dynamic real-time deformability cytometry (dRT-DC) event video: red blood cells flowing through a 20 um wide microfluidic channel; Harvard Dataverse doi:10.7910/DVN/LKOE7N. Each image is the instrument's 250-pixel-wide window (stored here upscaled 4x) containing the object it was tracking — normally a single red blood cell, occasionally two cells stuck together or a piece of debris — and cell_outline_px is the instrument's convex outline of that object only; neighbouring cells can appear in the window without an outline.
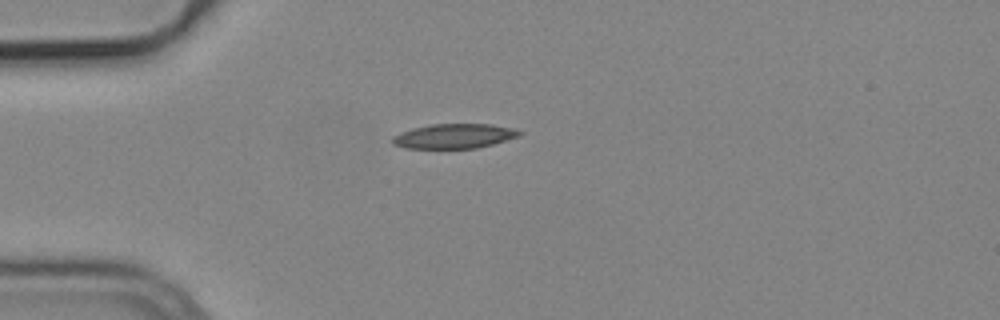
{"species": "common noctule bat (a hibernating species)", "species_latin": "Nyctalus noctula", "temperature_condition": "cold", "stored_images_in_passage": 41, "camera_frame_rate_fps": 3000, "um_per_image_px": 0.085, "animal": {"sex": "male", "body_mass_g": 19.2, "forearm_length_mm": 51.8}, "frame": {"image": 1, "passage_image": 1, "time_ms": 0.0, "image_size_px": [1000, 320], "cell_outline_px": [[524, 132], [520, 136], [492, 144], [476, 148], [404, 148], [392, 144], [392, 136], [400, 132], [412, 128], [432, 124], [492, 124], [512, 128]], "centroid_in_image_um": [38.59, 11.56], "position_along_channel_um": 46.4, "area_um2": 18.26}}
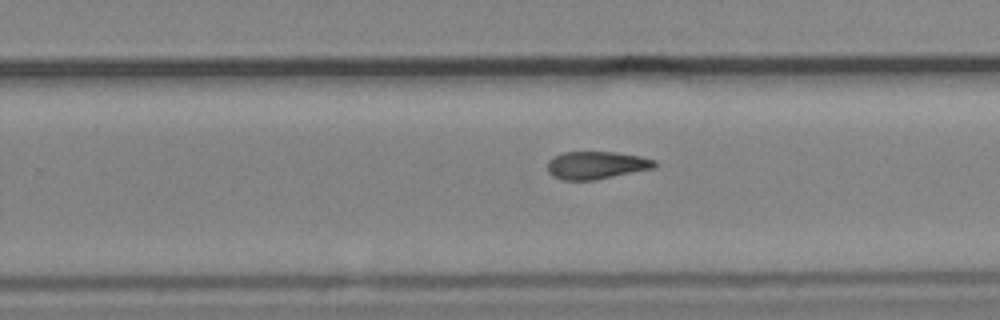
{"frame": {"image": 2, "passage_image": 21, "time_ms": 6.667, "image_size_px": [1000, 320], "cell_outline_px": [[656, 168], [596, 180], [564, 180], [552, 176], [548, 172], [548, 160], [552, 156], [564, 152], [616, 152], [640, 156], [656, 160]], "centroid_in_image_um": [50.7, 14.04], "position_along_channel_um": 279.1, "area_um2": 17.51}}
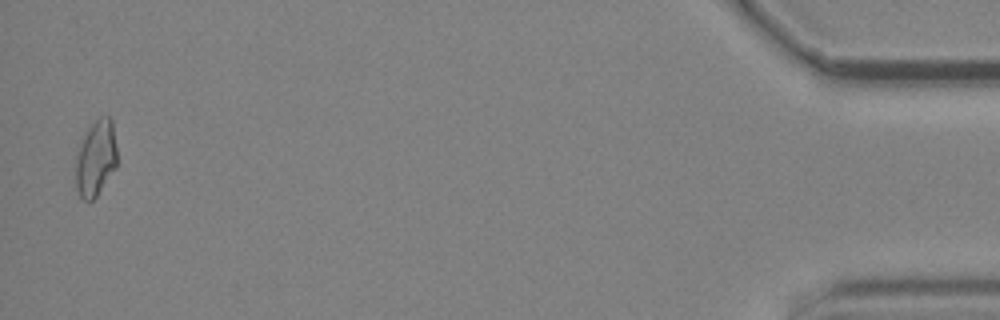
{"frame": {"image": 3, "passage_image": 40, "time_ms": 13.0, "image_size_px": [1000, 320], "cell_outline_px": [[116, 168], [96, 196], [88, 204], [80, 200], [76, 188], [76, 156], [84, 136], [88, 128], [100, 116], [108, 116], [112, 120], [116, 148]], "centroid_in_image_um": [8.13, 13.51], "position_along_channel_um": 427.1, "area_um2": 18.32}}